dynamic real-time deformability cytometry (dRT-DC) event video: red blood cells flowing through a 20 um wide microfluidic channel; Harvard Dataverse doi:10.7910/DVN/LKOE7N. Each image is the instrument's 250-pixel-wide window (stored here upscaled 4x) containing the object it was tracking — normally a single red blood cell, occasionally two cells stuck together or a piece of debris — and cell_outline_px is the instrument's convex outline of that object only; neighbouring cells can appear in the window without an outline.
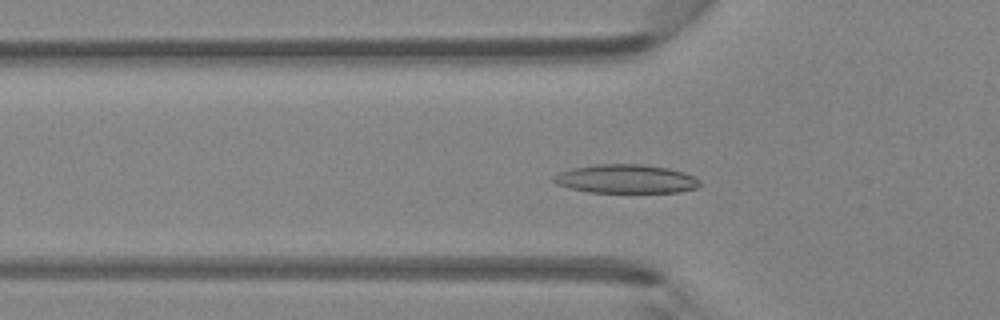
{"species": "Egyptian fruit bat (a non-hibernating species)", "species_latin": "Rousettus aegyptiacus", "temperature_condition": "room temperature", "stored_images_in_passage": 46, "camera_frame_rate_fps": 3000, "um_per_image_px": 0.085, "animal": {"sex": "female"}, "frame": {"image": 1, "passage_image": 15, "time_ms": 4.667, "image_size_px": [1000, 320], "cell_outline_px": [[700, 184], [696, 188], [680, 192], [588, 192], [556, 184], [552, 180], [552, 176], [560, 172], [572, 168], [600, 164], [640, 164], [668, 168], [684, 172], [696, 176], [700, 180]], "centroid_in_image_um": [53.23, 15.2], "position_along_channel_um": 72.6, "area_um2": 24.45}}
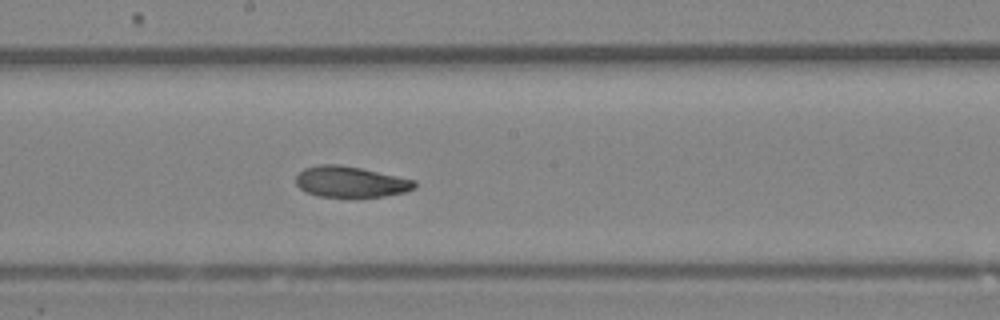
{"frame": {"image": 2, "passage_image": 25, "time_ms": 8.0, "image_size_px": [1000, 320], "cell_outline_px": [[416, 188], [404, 192], [384, 196], [316, 196], [300, 188], [296, 184], [296, 176], [304, 168], [320, 164], [340, 164], [360, 168], [416, 180]], "centroid_in_image_um": [29.8, 15.44], "position_along_channel_um": 218.4, "area_um2": 21.15}}
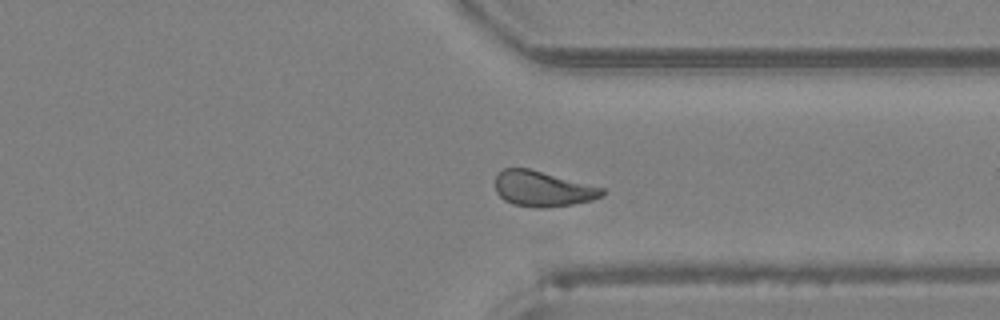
{"frame": {"image": 3, "passage_image": 35, "time_ms": 11.333, "image_size_px": [1000, 320], "cell_outline_px": [[604, 196], [592, 200], [572, 204], [544, 208], [536, 208], [512, 204], [504, 200], [496, 192], [496, 172], [504, 168], [528, 168], [604, 188]], "centroid_in_image_um": [46.11, 16.05], "position_along_channel_um": 365.3, "area_um2": 22.08}}